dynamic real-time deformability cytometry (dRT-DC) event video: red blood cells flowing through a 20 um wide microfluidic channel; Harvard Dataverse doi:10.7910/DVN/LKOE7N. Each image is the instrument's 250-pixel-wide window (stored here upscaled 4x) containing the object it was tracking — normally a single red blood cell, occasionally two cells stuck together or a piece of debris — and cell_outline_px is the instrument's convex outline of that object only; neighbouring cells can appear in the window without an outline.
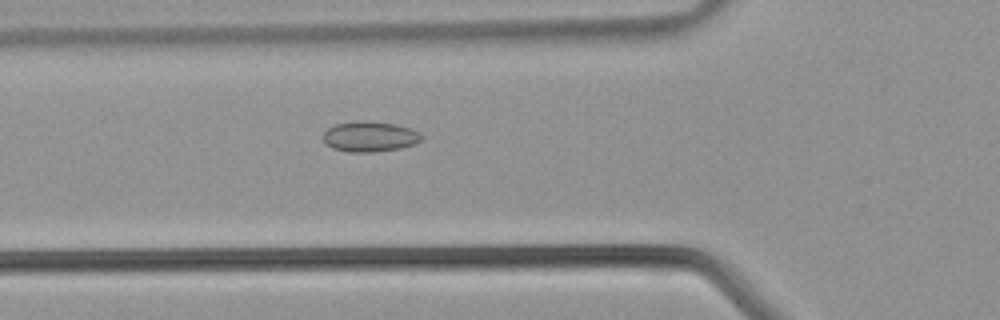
{"species": "common noctule bat (a hibernating species)", "species_latin": "Nyctalus noctula", "temperature_condition": "warm", "stored_images_in_passage": 21, "camera_frame_rate_fps": 3000, "um_per_image_px": 0.085, "animal": {"sex": "male", "body_mass_g": 21.5, "forearm_length_mm": 52.0}, "frame": {"image": 1, "passage_image": 3, "time_ms": 0.667, "image_size_px": [1000, 320], "cell_outline_px": [[424, 136], [420, 140], [412, 144], [400, 148], [372, 152], [348, 152], [332, 148], [320, 136], [328, 128], [336, 124], [356, 120], [368, 120], [396, 124], [412, 128], [420, 132]], "centroid_in_image_um": [31.42, 11.59], "position_along_channel_um": 94.4, "area_um2": 17.63}}
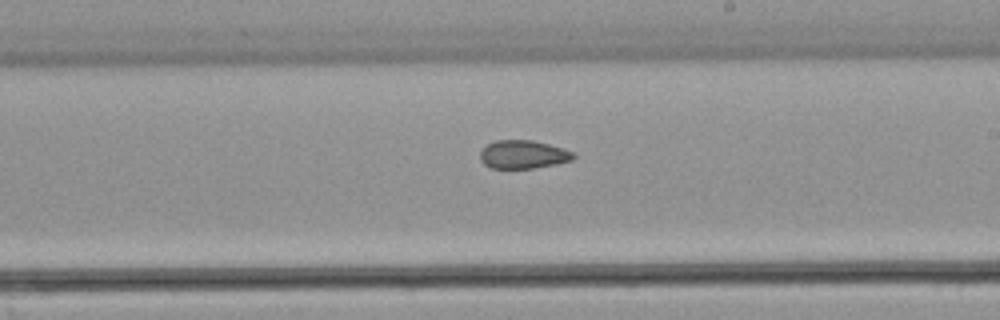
{"frame": {"image": 2, "passage_image": 12, "time_ms": 3.667, "image_size_px": [1000, 320], "cell_outline_px": [[576, 156], [572, 160], [556, 164], [532, 168], [492, 168], [484, 164], [480, 160], [480, 152], [488, 144], [496, 140], [532, 140], [548, 144], [576, 152]], "centroid_in_image_um": [44.49, 13.13], "position_along_channel_um": 244.5, "area_um2": 15.37}}
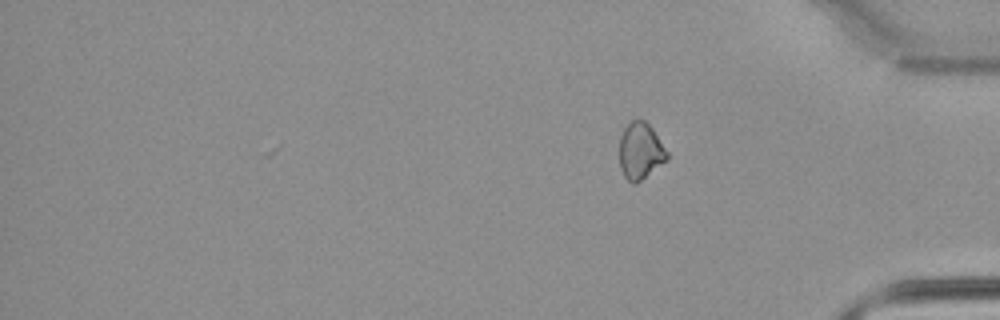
{"frame": {"image": 3, "passage_image": 21, "time_ms": 6.667, "image_size_px": [1000, 320], "cell_outline_px": [[668, 160], [636, 184], [632, 184], [624, 176], [620, 168], [620, 136], [624, 128], [632, 120], [640, 116], [652, 128], [668, 152]], "centroid_in_image_um": [54.44, 12.83], "position_along_channel_um": 380.8, "area_um2": 15.9}}